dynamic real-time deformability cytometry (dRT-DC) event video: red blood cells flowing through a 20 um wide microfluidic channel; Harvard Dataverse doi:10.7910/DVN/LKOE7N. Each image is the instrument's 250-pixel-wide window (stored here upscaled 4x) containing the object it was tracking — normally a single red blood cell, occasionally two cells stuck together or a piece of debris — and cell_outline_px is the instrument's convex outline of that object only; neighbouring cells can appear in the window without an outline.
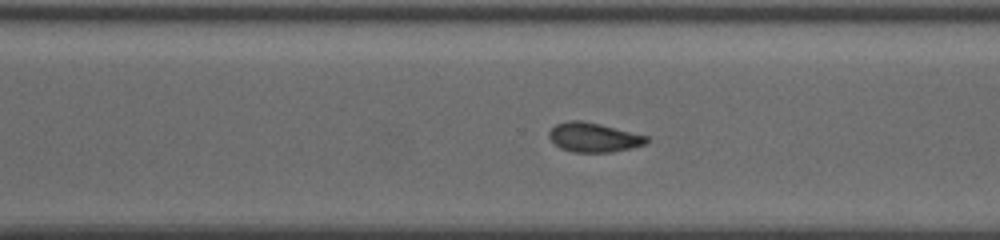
{"species": "common noctule bat (a hibernating species)", "species_latin": "Nyctalus noctula", "temperature_condition": "cold", "stored_images_in_passage": 18, "camera_frame_rate_fps": 3000, "um_per_image_px": 0.085, "animal": {"sex": "female", "body_mass_g": 19.5, "forearm_length_mm": 54.1}, "frame": {"image": 1, "passage_image": 13, "time_ms": 4.0, "image_size_px": [1000, 240], "cell_outline_px": [[648, 144], [612, 152], [572, 152], [560, 148], [548, 136], [548, 132], [556, 124], [568, 120], [580, 120], [600, 124], [648, 136]], "centroid_in_image_um": [50.46, 11.68], "position_along_channel_um": 320.1, "area_um2": 16.65}}